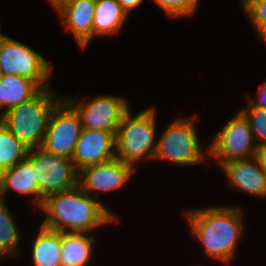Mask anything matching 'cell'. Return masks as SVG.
Instances as JSON below:
<instances>
[{
    "instance_id": "1",
    "label": "cell",
    "mask_w": 266,
    "mask_h": 266,
    "mask_svg": "<svg viewBox=\"0 0 266 266\" xmlns=\"http://www.w3.org/2000/svg\"><path fill=\"white\" fill-rule=\"evenodd\" d=\"M40 208L47 214L41 225L58 232L92 234L93 230L117 220L108 207L79 185L47 195Z\"/></svg>"
},
{
    "instance_id": "2",
    "label": "cell",
    "mask_w": 266,
    "mask_h": 266,
    "mask_svg": "<svg viewBox=\"0 0 266 266\" xmlns=\"http://www.w3.org/2000/svg\"><path fill=\"white\" fill-rule=\"evenodd\" d=\"M190 233L198 238L211 258L230 264L244 232L243 210L232 206L190 209L186 212ZM239 240V241H238Z\"/></svg>"
},
{
    "instance_id": "3",
    "label": "cell",
    "mask_w": 266,
    "mask_h": 266,
    "mask_svg": "<svg viewBox=\"0 0 266 266\" xmlns=\"http://www.w3.org/2000/svg\"><path fill=\"white\" fill-rule=\"evenodd\" d=\"M63 99L50 88H44L34 98L5 111L0 121L29 149L39 148L50 116Z\"/></svg>"
},
{
    "instance_id": "4",
    "label": "cell",
    "mask_w": 266,
    "mask_h": 266,
    "mask_svg": "<svg viewBox=\"0 0 266 266\" xmlns=\"http://www.w3.org/2000/svg\"><path fill=\"white\" fill-rule=\"evenodd\" d=\"M156 110L152 106L133 115L129 109L115 134V156L136 167V163L154 159L157 148Z\"/></svg>"
},
{
    "instance_id": "5",
    "label": "cell",
    "mask_w": 266,
    "mask_h": 266,
    "mask_svg": "<svg viewBox=\"0 0 266 266\" xmlns=\"http://www.w3.org/2000/svg\"><path fill=\"white\" fill-rule=\"evenodd\" d=\"M194 122L191 117L173 120L157 138L154 160L170 161L179 166L197 165L207 161L209 147L205 154Z\"/></svg>"
},
{
    "instance_id": "6",
    "label": "cell",
    "mask_w": 266,
    "mask_h": 266,
    "mask_svg": "<svg viewBox=\"0 0 266 266\" xmlns=\"http://www.w3.org/2000/svg\"><path fill=\"white\" fill-rule=\"evenodd\" d=\"M33 165L39 189V209L44 198L78 185L79 172L72 159H66L42 148L29 149L26 157Z\"/></svg>"
},
{
    "instance_id": "7",
    "label": "cell",
    "mask_w": 266,
    "mask_h": 266,
    "mask_svg": "<svg viewBox=\"0 0 266 266\" xmlns=\"http://www.w3.org/2000/svg\"><path fill=\"white\" fill-rule=\"evenodd\" d=\"M44 56L9 36L0 50V75H18L34 80L42 89L49 88L52 69Z\"/></svg>"
},
{
    "instance_id": "8",
    "label": "cell",
    "mask_w": 266,
    "mask_h": 266,
    "mask_svg": "<svg viewBox=\"0 0 266 266\" xmlns=\"http://www.w3.org/2000/svg\"><path fill=\"white\" fill-rule=\"evenodd\" d=\"M209 157L217 159L218 166L241 159L256 157V145L247 118L240 111L213 136Z\"/></svg>"
},
{
    "instance_id": "9",
    "label": "cell",
    "mask_w": 266,
    "mask_h": 266,
    "mask_svg": "<svg viewBox=\"0 0 266 266\" xmlns=\"http://www.w3.org/2000/svg\"><path fill=\"white\" fill-rule=\"evenodd\" d=\"M63 97L78 113L82 128L102 131H117L123 116L130 109L128 101L120 96L99 95L79 100L77 97Z\"/></svg>"
},
{
    "instance_id": "10",
    "label": "cell",
    "mask_w": 266,
    "mask_h": 266,
    "mask_svg": "<svg viewBox=\"0 0 266 266\" xmlns=\"http://www.w3.org/2000/svg\"><path fill=\"white\" fill-rule=\"evenodd\" d=\"M81 130L82 124L78 113L63 99L50 116L40 148L47 153L72 159Z\"/></svg>"
},
{
    "instance_id": "11",
    "label": "cell",
    "mask_w": 266,
    "mask_h": 266,
    "mask_svg": "<svg viewBox=\"0 0 266 266\" xmlns=\"http://www.w3.org/2000/svg\"><path fill=\"white\" fill-rule=\"evenodd\" d=\"M136 167L117 158L98 163L79 171L78 185L91 197L97 199L99 192L119 190L129 183Z\"/></svg>"
},
{
    "instance_id": "12",
    "label": "cell",
    "mask_w": 266,
    "mask_h": 266,
    "mask_svg": "<svg viewBox=\"0 0 266 266\" xmlns=\"http://www.w3.org/2000/svg\"><path fill=\"white\" fill-rule=\"evenodd\" d=\"M116 132L82 128L72 156L78 172L85 167L116 158Z\"/></svg>"
},
{
    "instance_id": "13",
    "label": "cell",
    "mask_w": 266,
    "mask_h": 266,
    "mask_svg": "<svg viewBox=\"0 0 266 266\" xmlns=\"http://www.w3.org/2000/svg\"><path fill=\"white\" fill-rule=\"evenodd\" d=\"M228 184L257 197H266V171L257 157L233 160L222 164Z\"/></svg>"
},
{
    "instance_id": "14",
    "label": "cell",
    "mask_w": 266,
    "mask_h": 266,
    "mask_svg": "<svg viewBox=\"0 0 266 266\" xmlns=\"http://www.w3.org/2000/svg\"><path fill=\"white\" fill-rule=\"evenodd\" d=\"M96 0H78L62 7L57 13L66 31L72 32L76 43L85 49L93 38Z\"/></svg>"
},
{
    "instance_id": "15",
    "label": "cell",
    "mask_w": 266,
    "mask_h": 266,
    "mask_svg": "<svg viewBox=\"0 0 266 266\" xmlns=\"http://www.w3.org/2000/svg\"><path fill=\"white\" fill-rule=\"evenodd\" d=\"M10 189L20 193V195L33 196L34 204L39 207L38 181L35 177L33 165L27 158L0 173L1 201H5Z\"/></svg>"
},
{
    "instance_id": "16",
    "label": "cell",
    "mask_w": 266,
    "mask_h": 266,
    "mask_svg": "<svg viewBox=\"0 0 266 266\" xmlns=\"http://www.w3.org/2000/svg\"><path fill=\"white\" fill-rule=\"evenodd\" d=\"M42 88L34 81L14 75H0V111L7 110L34 98Z\"/></svg>"
},
{
    "instance_id": "17",
    "label": "cell",
    "mask_w": 266,
    "mask_h": 266,
    "mask_svg": "<svg viewBox=\"0 0 266 266\" xmlns=\"http://www.w3.org/2000/svg\"><path fill=\"white\" fill-rule=\"evenodd\" d=\"M39 226L31 249L34 266H62V232Z\"/></svg>"
},
{
    "instance_id": "18",
    "label": "cell",
    "mask_w": 266,
    "mask_h": 266,
    "mask_svg": "<svg viewBox=\"0 0 266 266\" xmlns=\"http://www.w3.org/2000/svg\"><path fill=\"white\" fill-rule=\"evenodd\" d=\"M97 236L93 233L62 232V266H87ZM93 245V246H92Z\"/></svg>"
},
{
    "instance_id": "19",
    "label": "cell",
    "mask_w": 266,
    "mask_h": 266,
    "mask_svg": "<svg viewBox=\"0 0 266 266\" xmlns=\"http://www.w3.org/2000/svg\"><path fill=\"white\" fill-rule=\"evenodd\" d=\"M128 15L117 0H96L93 18V37L118 34Z\"/></svg>"
},
{
    "instance_id": "20",
    "label": "cell",
    "mask_w": 266,
    "mask_h": 266,
    "mask_svg": "<svg viewBox=\"0 0 266 266\" xmlns=\"http://www.w3.org/2000/svg\"><path fill=\"white\" fill-rule=\"evenodd\" d=\"M7 206L0 200V260L5 256H15L20 250L18 224Z\"/></svg>"
},
{
    "instance_id": "21",
    "label": "cell",
    "mask_w": 266,
    "mask_h": 266,
    "mask_svg": "<svg viewBox=\"0 0 266 266\" xmlns=\"http://www.w3.org/2000/svg\"><path fill=\"white\" fill-rule=\"evenodd\" d=\"M29 148L0 121V173L27 157Z\"/></svg>"
},
{
    "instance_id": "22",
    "label": "cell",
    "mask_w": 266,
    "mask_h": 266,
    "mask_svg": "<svg viewBox=\"0 0 266 266\" xmlns=\"http://www.w3.org/2000/svg\"><path fill=\"white\" fill-rule=\"evenodd\" d=\"M247 105L248 107L240 111L248 120L256 145H264L266 144V109L253 106L249 101Z\"/></svg>"
},
{
    "instance_id": "23",
    "label": "cell",
    "mask_w": 266,
    "mask_h": 266,
    "mask_svg": "<svg viewBox=\"0 0 266 266\" xmlns=\"http://www.w3.org/2000/svg\"><path fill=\"white\" fill-rule=\"evenodd\" d=\"M170 18L190 17L197 10L199 0H152Z\"/></svg>"
},
{
    "instance_id": "24",
    "label": "cell",
    "mask_w": 266,
    "mask_h": 266,
    "mask_svg": "<svg viewBox=\"0 0 266 266\" xmlns=\"http://www.w3.org/2000/svg\"><path fill=\"white\" fill-rule=\"evenodd\" d=\"M240 2L258 34L266 27V0H240Z\"/></svg>"
},
{
    "instance_id": "25",
    "label": "cell",
    "mask_w": 266,
    "mask_h": 266,
    "mask_svg": "<svg viewBox=\"0 0 266 266\" xmlns=\"http://www.w3.org/2000/svg\"><path fill=\"white\" fill-rule=\"evenodd\" d=\"M257 99L251 98L250 95H245L246 99L253 105L258 108L266 109V79L261 85H259L257 92Z\"/></svg>"
},
{
    "instance_id": "26",
    "label": "cell",
    "mask_w": 266,
    "mask_h": 266,
    "mask_svg": "<svg viewBox=\"0 0 266 266\" xmlns=\"http://www.w3.org/2000/svg\"><path fill=\"white\" fill-rule=\"evenodd\" d=\"M122 9L129 16L132 9L140 6L144 0H117Z\"/></svg>"
},
{
    "instance_id": "27",
    "label": "cell",
    "mask_w": 266,
    "mask_h": 266,
    "mask_svg": "<svg viewBox=\"0 0 266 266\" xmlns=\"http://www.w3.org/2000/svg\"><path fill=\"white\" fill-rule=\"evenodd\" d=\"M256 157L266 171V144L258 146Z\"/></svg>"
},
{
    "instance_id": "28",
    "label": "cell",
    "mask_w": 266,
    "mask_h": 266,
    "mask_svg": "<svg viewBox=\"0 0 266 266\" xmlns=\"http://www.w3.org/2000/svg\"><path fill=\"white\" fill-rule=\"evenodd\" d=\"M49 1L50 5H52L56 12H58L62 7L70 4V3H73V2H76L78 0H47Z\"/></svg>"
},
{
    "instance_id": "29",
    "label": "cell",
    "mask_w": 266,
    "mask_h": 266,
    "mask_svg": "<svg viewBox=\"0 0 266 266\" xmlns=\"http://www.w3.org/2000/svg\"><path fill=\"white\" fill-rule=\"evenodd\" d=\"M259 39L265 40L266 42V27H264L258 34Z\"/></svg>"
},
{
    "instance_id": "30",
    "label": "cell",
    "mask_w": 266,
    "mask_h": 266,
    "mask_svg": "<svg viewBox=\"0 0 266 266\" xmlns=\"http://www.w3.org/2000/svg\"><path fill=\"white\" fill-rule=\"evenodd\" d=\"M7 37V35L3 34L1 32V27H0V50H1V47H2V43L3 41L5 40V38Z\"/></svg>"
}]
</instances>
